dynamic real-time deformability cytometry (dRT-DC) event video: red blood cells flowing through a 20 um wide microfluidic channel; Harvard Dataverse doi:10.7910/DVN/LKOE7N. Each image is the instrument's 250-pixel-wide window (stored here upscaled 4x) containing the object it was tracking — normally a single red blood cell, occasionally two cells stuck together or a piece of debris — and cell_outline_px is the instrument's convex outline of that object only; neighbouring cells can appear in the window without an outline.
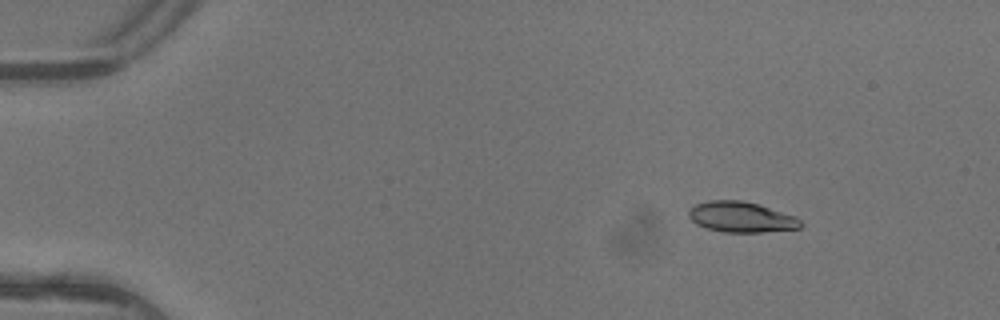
{"species": "common noctule bat (a hibernating species)", "species_latin": "Nyctalus noctula", "temperature_condition": "warm", "stored_images_in_passage": 6, "camera_frame_rate_fps": 3000, "um_per_image_px": 0.085, "animal": {"sex": "female"}, "frame": {"image": 1, "passage_image": 2, "time_ms": 0.333, "image_size_px": [1000, 320], "cell_outline_px": [[804, 224], [800, 228], [760, 232], [724, 232], [708, 228], [696, 224], [688, 216], [688, 212], [696, 204], [708, 200], [740, 200], [760, 204], [796, 216]], "centroid_in_image_um": [63.03, 18.44], "position_along_channel_um": 22.0, "area_um2": 19.94}}
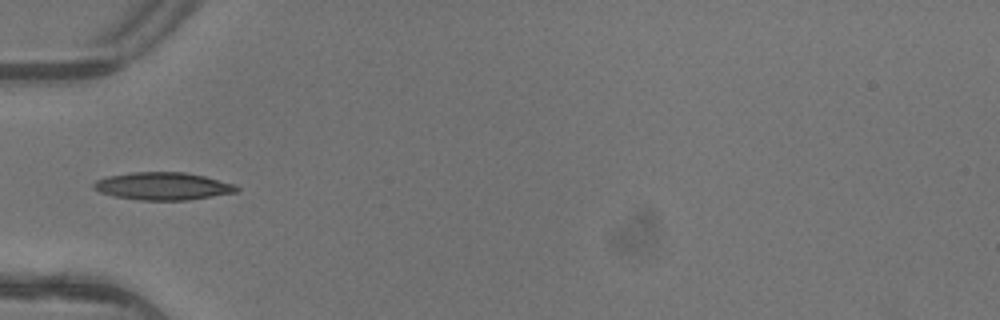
{"frame": {"image": 2, "passage_image": 5, "time_ms": 1.333, "image_size_px": [1000, 320], "cell_outline_px": [[240, 188], [236, 192], [188, 200], [140, 200], [116, 196], [100, 192], [92, 188], [92, 184], [96, 180], [108, 176], [132, 172], [184, 172], [204, 176], [236, 184]], "centroid_in_image_um": [13.85, 15.82], "position_along_channel_um": 71.2, "area_um2": 22.95}}
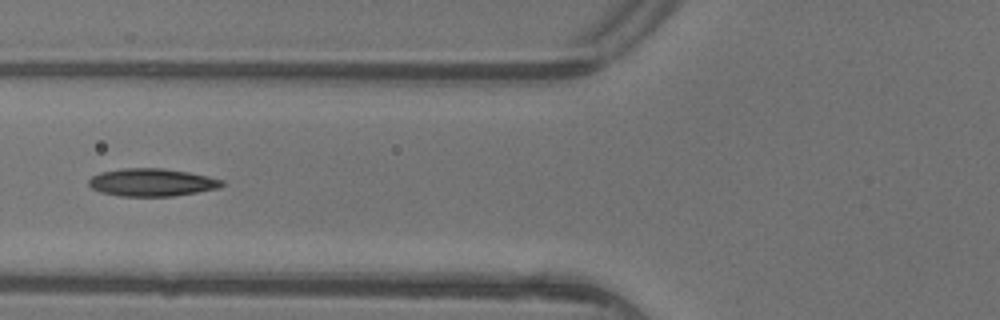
{"frame": {"image": 3, "passage_image": 6, "time_ms": 1.667, "image_size_px": [1000, 320], "cell_outline_px": [[224, 184], [220, 188], [172, 196], [120, 196], [100, 192], [92, 188], [88, 184], [88, 180], [92, 176], [100, 172], [124, 168], [164, 168], [188, 172], [224, 180]], "centroid_in_image_um": [12.89, 15.5], "position_along_channel_um": 112.9, "area_um2": 21.5}}